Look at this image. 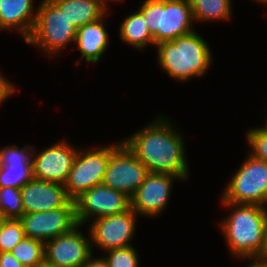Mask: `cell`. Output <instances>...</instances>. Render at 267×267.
Returning a JSON list of instances; mask_svg holds the SVG:
<instances>
[{
  "mask_svg": "<svg viewBox=\"0 0 267 267\" xmlns=\"http://www.w3.org/2000/svg\"><path fill=\"white\" fill-rule=\"evenodd\" d=\"M158 116L154 121L122 140L149 172L171 173L188 180L189 165L184 138L170 120Z\"/></svg>",
  "mask_w": 267,
  "mask_h": 267,
  "instance_id": "cell-1",
  "label": "cell"
},
{
  "mask_svg": "<svg viewBox=\"0 0 267 267\" xmlns=\"http://www.w3.org/2000/svg\"><path fill=\"white\" fill-rule=\"evenodd\" d=\"M232 211L220 223L231 253L243 260H252L261 250L267 225V207L253 204L222 202Z\"/></svg>",
  "mask_w": 267,
  "mask_h": 267,
  "instance_id": "cell-2",
  "label": "cell"
},
{
  "mask_svg": "<svg viewBox=\"0 0 267 267\" xmlns=\"http://www.w3.org/2000/svg\"><path fill=\"white\" fill-rule=\"evenodd\" d=\"M155 46L159 65L176 81L202 77L213 61L207 41L195 31Z\"/></svg>",
  "mask_w": 267,
  "mask_h": 267,
  "instance_id": "cell-3",
  "label": "cell"
},
{
  "mask_svg": "<svg viewBox=\"0 0 267 267\" xmlns=\"http://www.w3.org/2000/svg\"><path fill=\"white\" fill-rule=\"evenodd\" d=\"M138 10L143 14L155 45L195 31L189 0H144Z\"/></svg>",
  "mask_w": 267,
  "mask_h": 267,
  "instance_id": "cell-4",
  "label": "cell"
},
{
  "mask_svg": "<svg viewBox=\"0 0 267 267\" xmlns=\"http://www.w3.org/2000/svg\"><path fill=\"white\" fill-rule=\"evenodd\" d=\"M37 11L34 29L25 41L48 54L51 58L75 43L78 28L50 0H42Z\"/></svg>",
  "mask_w": 267,
  "mask_h": 267,
  "instance_id": "cell-5",
  "label": "cell"
},
{
  "mask_svg": "<svg viewBox=\"0 0 267 267\" xmlns=\"http://www.w3.org/2000/svg\"><path fill=\"white\" fill-rule=\"evenodd\" d=\"M247 156L221 194V201L267 207V162Z\"/></svg>",
  "mask_w": 267,
  "mask_h": 267,
  "instance_id": "cell-6",
  "label": "cell"
},
{
  "mask_svg": "<svg viewBox=\"0 0 267 267\" xmlns=\"http://www.w3.org/2000/svg\"><path fill=\"white\" fill-rule=\"evenodd\" d=\"M122 143L92 148L78 149L73 166L64 183L68 198L75 201L84 192L103 183L111 153Z\"/></svg>",
  "mask_w": 267,
  "mask_h": 267,
  "instance_id": "cell-7",
  "label": "cell"
},
{
  "mask_svg": "<svg viewBox=\"0 0 267 267\" xmlns=\"http://www.w3.org/2000/svg\"><path fill=\"white\" fill-rule=\"evenodd\" d=\"M148 173L144 163L122 142L111 153L103 184L131 198Z\"/></svg>",
  "mask_w": 267,
  "mask_h": 267,
  "instance_id": "cell-8",
  "label": "cell"
},
{
  "mask_svg": "<svg viewBox=\"0 0 267 267\" xmlns=\"http://www.w3.org/2000/svg\"><path fill=\"white\" fill-rule=\"evenodd\" d=\"M19 220L26 237L47 242L61 234L72 231L79 225L75 201L70 200L64 207L49 211L24 213Z\"/></svg>",
  "mask_w": 267,
  "mask_h": 267,
  "instance_id": "cell-9",
  "label": "cell"
},
{
  "mask_svg": "<svg viewBox=\"0 0 267 267\" xmlns=\"http://www.w3.org/2000/svg\"><path fill=\"white\" fill-rule=\"evenodd\" d=\"M78 223L83 226L86 222L100 217L120 214L131 208L130 197L116 191L103 183L92 187L75 200ZM92 217V218H91Z\"/></svg>",
  "mask_w": 267,
  "mask_h": 267,
  "instance_id": "cell-10",
  "label": "cell"
},
{
  "mask_svg": "<svg viewBox=\"0 0 267 267\" xmlns=\"http://www.w3.org/2000/svg\"><path fill=\"white\" fill-rule=\"evenodd\" d=\"M136 212L129 210L92 220L89 228L92 246H98L102 250L124 248L132 246L131 240L135 235Z\"/></svg>",
  "mask_w": 267,
  "mask_h": 267,
  "instance_id": "cell-11",
  "label": "cell"
},
{
  "mask_svg": "<svg viewBox=\"0 0 267 267\" xmlns=\"http://www.w3.org/2000/svg\"><path fill=\"white\" fill-rule=\"evenodd\" d=\"M81 225L44 243L45 261L53 267H83L92 256L91 236L79 231ZM90 238V239H89Z\"/></svg>",
  "mask_w": 267,
  "mask_h": 267,
  "instance_id": "cell-12",
  "label": "cell"
},
{
  "mask_svg": "<svg viewBox=\"0 0 267 267\" xmlns=\"http://www.w3.org/2000/svg\"><path fill=\"white\" fill-rule=\"evenodd\" d=\"M173 180L182 179L171 173L149 172L130 198L131 208L137 215L159 216L169 202Z\"/></svg>",
  "mask_w": 267,
  "mask_h": 267,
  "instance_id": "cell-13",
  "label": "cell"
},
{
  "mask_svg": "<svg viewBox=\"0 0 267 267\" xmlns=\"http://www.w3.org/2000/svg\"><path fill=\"white\" fill-rule=\"evenodd\" d=\"M78 147L62 140L36 153L33 151V178L64 184L73 166Z\"/></svg>",
  "mask_w": 267,
  "mask_h": 267,
  "instance_id": "cell-14",
  "label": "cell"
},
{
  "mask_svg": "<svg viewBox=\"0 0 267 267\" xmlns=\"http://www.w3.org/2000/svg\"><path fill=\"white\" fill-rule=\"evenodd\" d=\"M24 213L49 211L64 207L70 199L64 184L32 178L20 188Z\"/></svg>",
  "mask_w": 267,
  "mask_h": 267,
  "instance_id": "cell-15",
  "label": "cell"
},
{
  "mask_svg": "<svg viewBox=\"0 0 267 267\" xmlns=\"http://www.w3.org/2000/svg\"><path fill=\"white\" fill-rule=\"evenodd\" d=\"M33 0H0V31L14 29L26 41L35 26L37 11Z\"/></svg>",
  "mask_w": 267,
  "mask_h": 267,
  "instance_id": "cell-16",
  "label": "cell"
},
{
  "mask_svg": "<svg viewBox=\"0 0 267 267\" xmlns=\"http://www.w3.org/2000/svg\"><path fill=\"white\" fill-rule=\"evenodd\" d=\"M107 13L99 20L78 28L75 44L88 63H97L109 45V35L104 20Z\"/></svg>",
  "mask_w": 267,
  "mask_h": 267,
  "instance_id": "cell-17",
  "label": "cell"
},
{
  "mask_svg": "<svg viewBox=\"0 0 267 267\" xmlns=\"http://www.w3.org/2000/svg\"><path fill=\"white\" fill-rule=\"evenodd\" d=\"M66 17L80 28L95 22L107 13V2L115 0H50Z\"/></svg>",
  "mask_w": 267,
  "mask_h": 267,
  "instance_id": "cell-18",
  "label": "cell"
},
{
  "mask_svg": "<svg viewBox=\"0 0 267 267\" xmlns=\"http://www.w3.org/2000/svg\"><path fill=\"white\" fill-rule=\"evenodd\" d=\"M119 36L124 43L142 51L149 44L155 46L153 36L139 10L125 17L119 26Z\"/></svg>",
  "mask_w": 267,
  "mask_h": 267,
  "instance_id": "cell-19",
  "label": "cell"
},
{
  "mask_svg": "<svg viewBox=\"0 0 267 267\" xmlns=\"http://www.w3.org/2000/svg\"><path fill=\"white\" fill-rule=\"evenodd\" d=\"M194 22L224 21L232 16L231 0H189Z\"/></svg>",
  "mask_w": 267,
  "mask_h": 267,
  "instance_id": "cell-20",
  "label": "cell"
},
{
  "mask_svg": "<svg viewBox=\"0 0 267 267\" xmlns=\"http://www.w3.org/2000/svg\"><path fill=\"white\" fill-rule=\"evenodd\" d=\"M10 252L25 267H34L45 260L44 242L26 236Z\"/></svg>",
  "mask_w": 267,
  "mask_h": 267,
  "instance_id": "cell-21",
  "label": "cell"
},
{
  "mask_svg": "<svg viewBox=\"0 0 267 267\" xmlns=\"http://www.w3.org/2000/svg\"><path fill=\"white\" fill-rule=\"evenodd\" d=\"M33 178L32 163H16L0 166V188L20 189Z\"/></svg>",
  "mask_w": 267,
  "mask_h": 267,
  "instance_id": "cell-22",
  "label": "cell"
},
{
  "mask_svg": "<svg viewBox=\"0 0 267 267\" xmlns=\"http://www.w3.org/2000/svg\"><path fill=\"white\" fill-rule=\"evenodd\" d=\"M0 212L4 219H19L24 214L20 189L0 188Z\"/></svg>",
  "mask_w": 267,
  "mask_h": 267,
  "instance_id": "cell-23",
  "label": "cell"
},
{
  "mask_svg": "<svg viewBox=\"0 0 267 267\" xmlns=\"http://www.w3.org/2000/svg\"><path fill=\"white\" fill-rule=\"evenodd\" d=\"M24 237L19 219H4L0 225V252H10Z\"/></svg>",
  "mask_w": 267,
  "mask_h": 267,
  "instance_id": "cell-24",
  "label": "cell"
},
{
  "mask_svg": "<svg viewBox=\"0 0 267 267\" xmlns=\"http://www.w3.org/2000/svg\"><path fill=\"white\" fill-rule=\"evenodd\" d=\"M103 257L108 267H138L139 258L136 249L133 246L110 249Z\"/></svg>",
  "mask_w": 267,
  "mask_h": 267,
  "instance_id": "cell-25",
  "label": "cell"
},
{
  "mask_svg": "<svg viewBox=\"0 0 267 267\" xmlns=\"http://www.w3.org/2000/svg\"><path fill=\"white\" fill-rule=\"evenodd\" d=\"M35 146L26 145L21 149L15 145H7L0 149V166L16 163H32ZM33 148V149H32Z\"/></svg>",
  "mask_w": 267,
  "mask_h": 267,
  "instance_id": "cell-26",
  "label": "cell"
},
{
  "mask_svg": "<svg viewBox=\"0 0 267 267\" xmlns=\"http://www.w3.org/2000/svg\"><path fill=\"white\" fill-rule=\"evenodd\" d=\"M246 140L251 148L249 155L267 162V130L262 127L249 128Z\"/></svg>",
  "mask_w": 267,
  "mask_h": 267,
  "instance_id": "cell-27",
  "label": "cell"
},
{
  "mask_svg": "<svg viewBox=\"0 0 267 267\" xmlns=\"http://www.w3.org/2000/svg\"><path fill=\"white\" fill-rule=\"evenodd\" d=\"M15 90V85L0 72V104L14 94Z\"/></svg>",
  "mask_w": 267,
  "mask_h": 267,
  "instance_id": "cell-28",
  "label": "cell"
},
{
  "mask_svg": "<svg viewBox=\"0 0 267 267\" xmlns=\"http://www.w3.org/2000/svg\"><path fill=\"white\" fill-rule=\"evenodd\" d=\"M0 267H25L11 252H0Z\"/></svg>",
  "mask_w": 267,
  "mask_h": 267,
  "instance_id": "cell-29",
  "label": "cell"
},
{
  "mask_svg": "<svg viewBox=\"0 0 267 267\" xmlns=\"http://www.w3.org/2000/svg\"><path fill=\"white\" fill-rule=\"evenodd\" d=\"M253 260L261 264H267V225L264 233L261 250L258 252V254L255 256Z\"/></svg>",
  "mask_w": 267,
  "mask_h": 267,
  "instance_id": "cell-30",
  "label": "cell"
},
{
  "mask_svg": "<svg viewBox=\"0 0 267 267\" xmlns=\"http://www.w3.org/2000/svg\"><path fill=\"white\" fill-rule=\"evenodd\" d=\"M83 267H108L103 256L101 258H95L93 255L88 259V261L83 265Z\"/></svg>",
  "mask_w": 267,
  "mask_h": 267,
  "instance_id": "cell-31",
  "label": "cell"
},
{
  "mask_svg": "<svg viewBox=\"0 0 267 267\" xmlns=\"http://www.w3.org/2000/svg\"><path fill=\"white\" fill-rule=\"evenodd\" d=\"M251 261V264H248L246 267H267V264L255 262L253 259Z\"/></svg>",
  "mask_w": 267,
  "mask_h": 267,
  "instance_id": "cell-32",
  "label": "cell"
},
{
  "mask_svg": "<svg viewBox=\"0 0 267 267\" xmlns=\"http://www.w3.org/2000/svg\"><path fill=\"white\" fill-rule=\"evenodd\" d=\"M34 267H53V266L50 265L48 262H46L44 260L43 262H41L40 264L35 265Z\"/></svg>",
  "mask_w": 267,
  "mask_h": 267,
  "instance_id": "cell-33",
  "label": "cell"
},
{
  "mask_svg": "<svg viewBox=\"0 0 267 267\" xmlns=\"http://www.w3.org/2000/svg\"><path fill=\"white\" fill-rule=\"evenodd\" d=\"M4 220L3 214L0 212V225L2 224V221Z\"/></svg>",
  "mask_w": 267,
  "mask_h": 267,
  "instance_id": "cell-34",
  "label": "cell"
},
{
  "mask_svg": "<svg viewBox=\"0 0 267 267\" xmlns=\"http://www.w3.org/2000/svg\"><path fill=\"white\" fill-rule=\"evenodd\" d=\"M259 2H260V3H263V4H265V5L267 4V0H260Z\"/></svg>",
  "mask_w": 267,
  "mask_h": 267,
  "instance_id": "cell-35",
  "label": "cell"
},
{
  "mask_svg": "<svg viewBox=\"0 0 267 267\" xmlns=\"http://www.w3.org/2000/svg\"><path fill=\"white\" fill-rule=\"evenodd\" d=\"M266 124L265 125H263V127L262 128H264L265 130H267V120H266V122H265Z\"/></svg>",
  "mask_w": 267,
  "mask_h": 267,
  "instance_id": "cell-36",
  "label": "cell"
}]
</instances>
